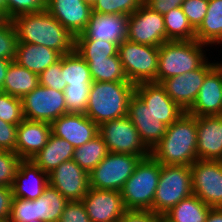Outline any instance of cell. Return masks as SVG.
I'll use <instances>...</instances> for the list:
<instances>
[{"label":"cell","instance_id":"1","mask_svg":"<svg viewBox=\"0 0 222 222\" xmlns=\"http://www.w3.org/2000/svg\"><path fill=\"white\" fill-rule=\"evenodd\" d=\"M18 42L52 48L61 55L75 50V37L46 9L12 19Z\"/></svg>","mask_w":222,"mask_h":222},{"label":"cell","instance_id":"2","mask_svg":"<svg viewBox=\"0 0 222 222\" xmlns=\"http://www.w3.org/2000/svg\"><path fill=\"white\" fill-rule=\"evenodd\" d=\"M197 117L185 112L166 128L151 156L161 165L190 166L197 157Z\"/></svg>","mask_w":222,"mask_h":222},{"label":"cell","instance_id":"3","mask_svg":"<svg viewBox=\"0 0 222 222\" xmlns=\"http://www.w3.org/2000/svg\"><path fill=\"white\" fill-rule=\"evenodd\" d=\"M135 86L131 82H93L85 115L98 126L127 116Z\"/></svg>","mask_w":222,"mask_h":222},{"label":"cell","instance_id":"4","mask_svg":"<svg viewBox=\"0 0 222 222\" xmlns=\"http://www.w3.org/2000/svg\"><path fill=\"white\" fill-rule=\"evenodd\" d=\"M205 45L197 40L167 41L160 45L157 83L200 68L208 60Z\"/></svg>","mask_w":222,"mask_h":222},{"label":"cell","instance_id":"5","mask_svg":"<svg viewBox=\"0 0 222 222\" xmlns=\"http://www.w3.org/2000/svg\"><path fill=\"white\" fill-rule=\"evenodd\" d=\"M160 171L161 164L151 155L140 159L121 190L126 210L152 211Z\"/></svg>","mask_w":222,"mask_h":222},{"label":"cell","instance_id":"6","mask_svg":"<svg viewBox=\"0 0 222 222\" xmlns=\"http://www.w3.org/2000/svg\"><path fill=\"white\" fill-rule=\"evenodd\" d=\"M193 194L190 166L161 165L152 211L164 215L182 199Z\"/></svg>","mask_w":222,"mask_h":222},{"label":"cell","instance_id":"7","mask_svg":"<svg viewBox=\"0 0 222 222\" xmlns=\"http://www.w3.org/2000/svg\"><path fill=\"white\" fill-rule=\"evenodd\" d=\"M118 55L128 81L134 85L157 82L159 47L126 39L119 44Z\"/></svg>","mask_w":222,"mask_h":222},{"label":"cell","instance_id":"8","mask_svg":"<svg viewBox=\"0 0 222 222\" xmlns=\"http://www.w3.org/2000/svg\"><path fill=\"white\" fill-rule=\"evenodd\" d=\"M142 157L108 152L89 173L90 188L121 191Z\"/></svg>","mask_w":222,"mask_h":222},{"label":"cell","instance_id":"9","mask_svg":"<svg viewBox=\"0 0 222 222\" xmlns=\"http://www.w3.org/2000/svg\"><path fill=\"white\" fill-rule=\"evenodd\" d=\"M98 132L108 152L131 154L142 158L151 154L128 116L100 124Z\"/></svg>","mask_w":222,"mask_h":222},{"label":"cell","instance_id":"10","mask_svg":"<svg viewBox=\"0 0 222 222\" xmlns=\"http://www.w3.org/2000/svg\"><path fill=\"white\" fill-rule=\"evenodd\" d=\"M24 118L52 123L67 114L63 91L38 85L22 99Z\"/></svg>","mask_w":222,"mask_h":222},{"label":"cell","instance_id":"11","mask_svg":"<svg viewBox=\"0 0 222 222\" xmlns=\"http://www.w3.org/2000/svg\"><path fill=\"white\" fill-rule=\"evenodd\" d=\"M190 168L193 194L212 208H222V161L196 160Z\"/></svg>","mask_w":222,"mask_h":222},{"label":"cell","instance_id":"12","mask_svg":"<svg viewBox=\"0 0 222 222\" xmlns=\"http://www.w3.org/2000/svg\"><path fill=\"white\" fill-rule=\"evenodd\" d=\"M127 39L155 47L167 42L163 15L143 3L128 16Z\"/></svg>","mask_w":222,"mask_h":222},{"label":"cell","instance_id":"13","mask_svg":"<svg viewBox=\"0 0 222 222\" xmlns=\"http://www.w3.org/2000/svg\"><path fill=\"white\" fill-rule=\"evenodd\" d=\"M216 63L206 61L200 68L163 80L160 84L166 94L184 111L194 104L206 75Z\"/></svg>","mask_w":222,"mask_h":222},{"label":"cell","instance_id":"14","mask_svg":"<svg viewBox=\"0 0 222 222\" xmlns=\"http://www.w3.org/2000/svg\"><path fill=\"white\" fill-rule=\"evenodd\" d=\"M48 179L49 184L68 201H81L90 188L89 173L72 159L64 161L50 172Z\"/></svg>","mask_w":222,"mask_h":222},{"label":"cell","instance_id":"15","mask_svg":"<svg viewBox=\"0 0 222 222\" xmlns=\"http://www.w3.org/2000/svg\"><path fill=\"white\" fill-rule=\"evenodd\" d=\"M81 201L91 222H119L126 211L121 191L89 188Z\"/></svg>","mask_w":222,"mask_h":222},{"label":"cell","instance_id":"16","mask_svg":"<svg viewBox=\"0 0 222 222\" xmlns=\"http://www.w3.org/2000/svg\"><path fill=\"white\" fill-rule=\"evenodd\" d=\"M128 16L92 12L85 30L75 40H102L118 46L127 39Z\"/></svg>","mask_w":222,"mask_h":222},{"label":"cell","instance_id":"17","mask_svg":"<svg viewBox=\"0 0 222 222\" xmlns=\"http://www.w3.org/2000/svg\"><path fill=\"white\" fill-rule=\"evenodd\" d=\"M135 94L164 125L170 126L185 112L166 94L157 82H144L135 86Z\"/></svg>","mask_w":222,"mask_h":222},{"label":"cell","instance_id":"18","mask_svg":"<svg viewBox=\"0 0 222 222\" xmlns=\"http://www.w3.org/2000/svg\"><path fill=\"white\" fill-rule=\"evenodd\" d=\"M46 10L74 37L85 30L92 14V6L83 0H46Z\"/></svg>","mask_w":222,"mask_h":222},{"label":"cell","instance_id":"19","mask_svg":"<svg viewBox=\"0 0 222 222\" xmlns=\"http://www.w3.org/2000/svg\"><path fill=\"white\" fill-rule=\"evenodd\" d=\"M144 145L151 151L162 139L167 126L134 94L129 101L128 115Z\"/></svg>","mask_w":222,"mask_h":222},{"label":"cell","instance_id":"20","mask_svg":"<svg viewBox=\"0 0 222 222\" xmlns=\"http://www.w3.org/2000/svg\"><path fill=\"white\" fill-rule=\"evenodd\" d=\"M187 113L195 117L222 115V63L217 62L206 75L198 96Z\"/></svg>","mask_w":222,"mask_h":222},{"label":"cell","instance_id":"21","mask_svg":"<svg viewBox=\"0 0 222 222\" xmlns=\"http://www.w3.org/2000/svg\"><path fill=\"white\" fill-rule=\"evenodd\" d=\"M51 133L66 139L74 148L98 135V125L85 114L67 113L51 123Z\"/></svg>","mask_w":222,"mask_h":222},{"label":"cell","instance_id":"22","mask_svg":"<svg viewBox=\"0 0 222 222\" xmlns=\"http://www.w3.org/2000/svg\"><path fill=\"white\" fill-rule=\"evenodd\" d=\"M198 160L222 161V115L197 117Z\"/></svg>","mask_w":222,"mask_h":222},{"label":"cell","instance_id":"23","mask_svg":"<svg viewBox=\"0 0 222 222\" xmlns=\"http://www.w3.org/2000/svg\"><path fill=\"white\" fill-rule=\"evenodd\" d=\"M49 184L48 174L42 171L31 159L22 160L11 186L13 197L35 200L42 196Z\"/></svg>","mask_w":222,"mask_h":222},{"label":"cell","instance_id":"24","mask_svg":"<svg viewBox=\"0 0 222 222\" xmlns=\"http://www.w3.org/2000/svg\"><path fill=\"white\" fill-rule=\"evenodd\" d=\"M50 135V123L24 119L17 127L15 152L22 160H29L46 145Z\"/></svg>","mask_w":222,"mask_h":222},{"label":"cell","instance_id":"25","mask_svg":"<svg viewBox=\"0 0 222 222\" xmlns=\"http://www.w3.org/2000/svg\"><path fill=\"white\" fill-rule=\"evenodd\" d=\"M61 54L49 47L18 42L15 62L29 71L40 75L61 58Z\"/></svg>","mask_w":222,"mask_h":222},{"label":"cell","instance_id":"26","mask_svg":"<svg viewBox=\"0 0 222 222\" xmlns=\"http://www.w3.org/2000/svg\"><path fill=\"white\" fill-rule=\"evenodd\" d=\"M74 147L66 139L51 133L46 145L31 160L49 174L61 163L73 158Z\"/></svg>","mask_w":222,"mask_h":222},{"label":"cell","instance_id":"27","mask_svg":"<svg viewBox=\"0 0 222 222\" xmlns=\"http://www.w3.org/2000/svg\"><path fill=\"white\" fill-rule=\"evenodd\" d=\"M39 85V75L11 61L7 70L2 92L22 99Z\"/></svg>","mask_w":222,"mask_h":222},{"label":"cell","instance_id":"28","mask_svg":"<svg viewBox=\"0 0 222 222\" xmlns=\"http://www.w3.org/2000/svg\"><path fill=\"white\" fill-rule=\"evenodd\" d=\"M195 40L206 45L222 44V0H209L206 16L195 30Z\"/></svg>","mask_w":222,"mask_h":222},{"label":"cell","instance_id":"29","mask_svg":"<svg viewBox=\"0 0 222 222\" xmlns=\"http://www.w3.org/2000/svg\"><path fill=\"white\" fill-rule=\"evenodd\" d=\"M211 208L192 194L182 199L163 216L165 222H206Z\"/></svg>","mask_w":222,"mask_h":222},{"label":"cell","instance_id":"30","mask_svg":"<svg viewBox=\"0 0 222 222\" xmlns=\"http://www.w3.org/2000/svg\"><path fill=\"white\" fill-rule=\"evenodd\" d=\"M68 200L53 186L48 184L42 196L36 199L37 220L58 222Z\"/></svg>","mask_w":222,"mask_h":222},{"label":"cell","instance_id":"31","mask_svg":"<svg viewBox=\"0 0 222 222\" xmlns=\"http://www.w3.org/2000/svg\"><path fill=\"white\" fill-rule=\"evenodd\" d=\"M61 71L67 85H92L94 82L89 65L75 50L62 55Z\"/></svg>","mask_w":222,"mask_h":222},{"label":"cell","instance_id":"32","mask_svg":"<svg viewBox=\"0 0 222 222\" xmlns=\"http://www.w3.org/2000/svg\"><path fill=\"white\" fill-rule=\"evenodd\" d=\"M107 154L106 144L98 134L82 146L74 148L72 160L87 173H90Z\"/></svg>","mask_w":222,"mask_h":222},{"label":"cell","instance_id":"33","mask_svg":"<svg viewBox=\"0 0 222 222\" xmlns=\"http://www.w3.org/2000/svg\"><path fill=\"white\" fill-rule=\"evenodd\" d=\"M86 62L94 82H130L118 54L107 59Z\"/></svg>","mask_w":222,"mask_h":222},{"label":"cell","instance_id":"34","mask_svg":"<svg viewBox=\"0 0 222 222\" xmlns=\"http://www.w3.org/2000/svg\"><path fill=\"white\" fill-rule=\"evenodd\" d=\"M167 41L195 40V29L191 26L182 7L174 8L163 15Z\"/></svg>","mask_w":222,"mask_h":222},{"label":"cell","instance_id":"35","mask_svg":"<svg viewBox=\"0 0 222 222\" xmlns=\"http://www.w3.org/2000/svg\"><path fill=\"white\" fill-rule=\"evenodd\" d=\"M75 51L85 60L107 59L118 54V45L100 40H75Z\"/></svg>","mask_w":222,"mask_h":222},{"label":"cell","instance_id":"36","mask_svg":"<svg viewBox=\"0 0 222 222\" xmlns=\"http://www.w3.org/2000/svg\"><path fill=\"white\" fill-rule=\"evenodd\" d=\"M143 3L144 0H95L92 5V12L129 16Z\"/></svg>","mask_w":222,"mask_h":222},{"label":"cell","instance_id":"37","mask_svg":"<svg viewBox=\"0 0 222 222\" xmlns=\"http://www.w3.org/2000/svg\"><path fill=\"white\" fill-rule=\"evenodd\" d=\"M91 85H67L64 93L68 113L85 114Z\"/></svg>","mask_w":222,"mask_h":222},{"label":"cell","instance_id":"38","mask_svg":"<svg viewBox=\"0 0 222 222\" xmlns=\"http://www.w3.org/2000/svg\"><path fill=\"white\" fill-rule=\"evenodd\" d=\"M0 119L13 125H19L25 119L22 100L0 91Z\"/></svg>","mask_w":222,"mask_h":222},{"label":"cell","instance_id":"39","mask_svg":"<svg viewBox=\"0 0 222 222\" xmlns=\"http://www.w3.org/2000/svg\"><path fill=\"white\" fill-rule=\"evenodd\" d=\"M18 34L12 20L0 26V58L15 61Z\"/></svg>","mask_w":222,"mask_h":222},{"label":"cell","instance_id":"40","mask_svg":"<svg viewBox=\"0 0 222 222\" xmlns=\"http://www.w3.org/2000/svg\"><path fill=\"white\" fill-rule=\"evenodd\" d=\"M21 161L16 152L0 150V186H12Z\"/></svg>","mask_w":222,"mask_h":222},{"label":"cell","instance_id":"41","mask_svg":"<svg viewBox=\"0 0 222 222\" xmlns=\"http://www.w3.org/2000/svg\"><path fill=\"white\" fill-rule=\"evenodd\" d=\"M34 219L37 220L36 199L25 200L18 197H13L8 222H29Z\"/></svg>","mask_w":222,"mask_h":222},{"label":"cell","instance_id":"42","mask_svg":"<svg viewBox=\"0 0 222 222\" xmlns=\"http://www.w3.org/2000/svg\"><path fill=\"white\" fill-rule=\"evenodd\" d=\"M46 9V0H6V16L9 20L18 15L40 12Z\"/></svg>","mask_w":222,"mask_h":222},{"label":"cell","instance_id":"43","mask_svg":"<svg viewBox=\"0 0 222 222\" xmlns=\"http://www.w3.org/2000/svg\"><path fill=\"white\" fill-rule=\"evenodd\" d=\"M62 69V56L58 62L50 65L39 75V85L64 91L67 84L64 83V73Z\"/></svg>","mask_w":222,"mask_h":222},{"label":"cell","instance_id":"44","mask_svg":"<svg viewBox=\"0 0 222 222\" xmlns=\"http://www.w3.org/2000/svg\"><path fill=\"white\" fill-rule=\"evenodd\" d=\"M209 0H184L182 9L191 26L196 30L206 16Z\"/></svg>","mask_w":222,"mask_h":222},{"label":"cell","instance_id":"45","mask_svg":"<svg viewBox=\"0 0 222 222\" xmlns=\"http://www.w3.org/2000/svg\"><path fill=\"white\" fill-rule=\"evenodd\" d=\"M58 222H91L82 201H68Z\"/></svg>","mask_w":222,"mask_h":222},{"label":"cell","instance_id":"46","mask_svg":"<svg viewBox=\"0 0 222 222\" xmlns=\"http://www.w3.org/2000/svg\"><path fill=\"white\" fill-rule=\"evenodd\" d=\"M17 127L0 119V150L15 152Z\"/></svg>","mask_w":222,"mask_h":222},{"label":"cell","instance_id":"47","mask_svg":"<svg viewBox=\"0 0 222 222\" xmlns=\"http://www.w3.org/2000/svg\"><path fill=\"white\" fill-rule=\"evenodd\" d=\"M164 216L148 210H126L119 222H164Z\"/></svg>","mask_w":222,"mask_h":222},{"label":"cell","instance_id":"48","mask_svg":"<svg viewBox=\"0 0 222 222\" xmlns=\"http://www.w3.org/2000/svg\"><path fill=\"white\" fill-rule=\"evenodd\" d=\"M13 200L12 188L0 186V221L8 222Z\"/></svg>","mask_w":222,"mask_h":222},{"label":"cell","instance_id":"49","mask_svg":"<svg viewBox=\"0 0 222 222\" xmlns=\"http://www.w3.org/2000/svg\"><path fill=\"white\" fill-rule=\"evenodd\" d=\"M183 2L184 0H144L147 6L161 15L166 14L174 8L181 7Z\"/></svg>","mask_w":222,"mask_h":222},{"label":"cell","instance_id":"50","mask_svg":"<svg viewBox=\"0 0 222 222\" xmlns=\"http://www.w3.org/2000/svg\"><path fill=\"white\" fill-rule=\"evenodd\" d=\"M206 222H222V208H211L206 218Z\"/></svg>","mask_w":222,"mask_h":222},{"label":"cell","instance_id":"51","mask_svg":"<svg viewBox=\"0 0 222 222\" xmlns=\"http://www.w3.org/2000/svg\"><path fill=\"white\" fill-rule=\"evenodd\" d=\"M10 63L11 60L0 58V91H2L3 83Z\"/></svg>","mask_w":222,"mask_h":222},{"label":"cell","instance_id":"52","mask_svg":"<svg viewBox=\"0 0 222 222\" xmlns=\"http://www.w3.org/2000/svg\"><path fill=\"white\" fill-rule=\"evenodd\" d=\"M9 19L7 18L5 12L0 9V26L4 25Z\"/></svg>","mask_w":222,"mask_h":222},{"label":"cell","instance_id":"53","mask_svg":"<svg viewBox=\"0 0 222 222\" xmlns=\"http://www.w3.org/2000/svg\"><path fill=\"white\" fill-rule=\"evenodd\" d=\"M0 9H2L6 14V0H0Z\"/></svg>","mask_w":222,"mask_h":222},{"label":"cell","instance_id":"54","mask_svg":"<svg viewBox=\"0 0 222 222\" xmlns=\"http://www.w3.org/2000/svg\"><path fill=\"white\" fill-rule=\"evenodd\" d=\"M83 1L90 4L91 6L95 3V0H83Z\"/></svg>","mask_w":222,"mask_h":222},{"label":"cell","instance_id":"55","mask_svg":"<svg viewBox=\"0 0 222 222\" xmlns=\"http://www.w3.org/2000/svg\"><path fill=\"white\" fill-rule=\"evenodd\" d=\"M29 222H46V221H43V220H31V221H29Z\"/></svg>","mask_w":222,"mask_h":222}]
</instances>
